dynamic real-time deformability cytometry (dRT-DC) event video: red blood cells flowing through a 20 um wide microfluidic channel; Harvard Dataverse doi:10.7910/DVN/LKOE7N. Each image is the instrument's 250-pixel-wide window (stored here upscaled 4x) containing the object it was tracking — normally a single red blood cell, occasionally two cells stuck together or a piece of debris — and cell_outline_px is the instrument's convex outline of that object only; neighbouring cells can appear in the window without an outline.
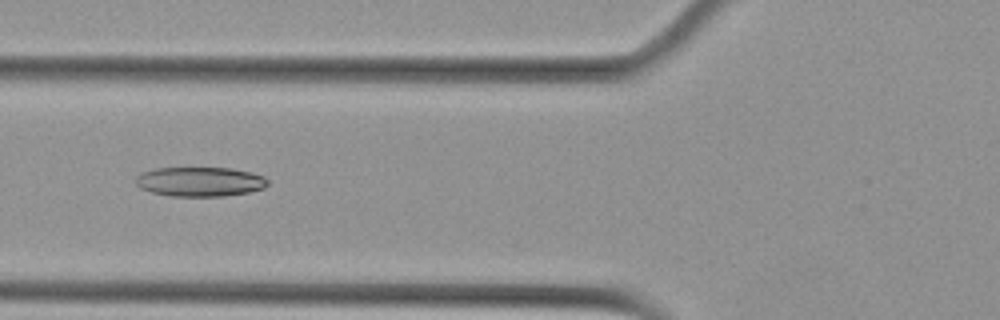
{"species": "Egyptian fruit bat (a non-hibernating species)", "species_latin": "Rousettus aegyptiacus", "temperature_condition": "cold", "stored_images_in_passage": 9, "camera_frame_rate_fps": 3000, "um_per_image_px": 0.085, "animal": {"sex": "female"}, "frame": {"image": 1, "passage_image": 6, "time_ms": 1.667, "image_size_px": [1000, 320], "cell_outline_px": [[268, 184], [264, 188], [248, 192], [224, 196], [172, 196], [152, 192], [140, 188], [136, 184], [136, 176], [140, 172], [156, 168], [232, 168], [252, 172], [264, 176], [268, 180]], "centroid_in_image_um": [17.0, 15.43], "position_along_channel_um": 108.8, "area_um2": 22.77}}
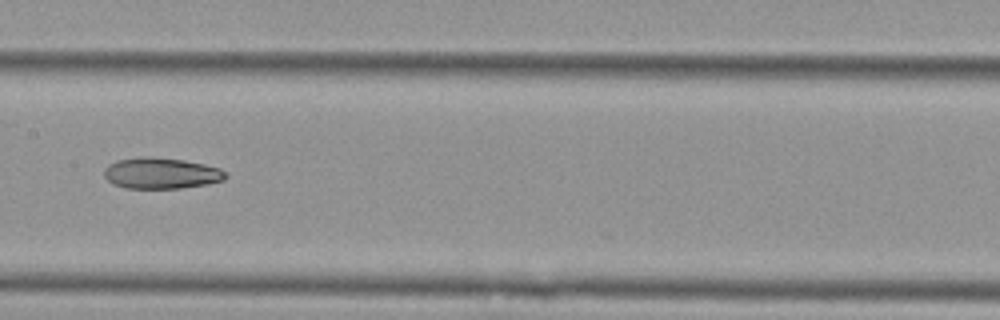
{"frame": {"image": 2, "passage_image": 8, "time_ms": 2.333, "image_size_px": [1000, 320], "cell_outline_px": [[228, 176], [224, 180], [204, 184], [180, 188], [128, 188], [112, 184], [104, 176], [104, 168], [108, 164], [116, 160], [140, 156], [152, 156], [184, 160], [204, 164], [220, 168]], "centroid_in_image_um": [13.66, 14.71], "position_along_channel_um": 193.7, "area_um2": 22.08}}
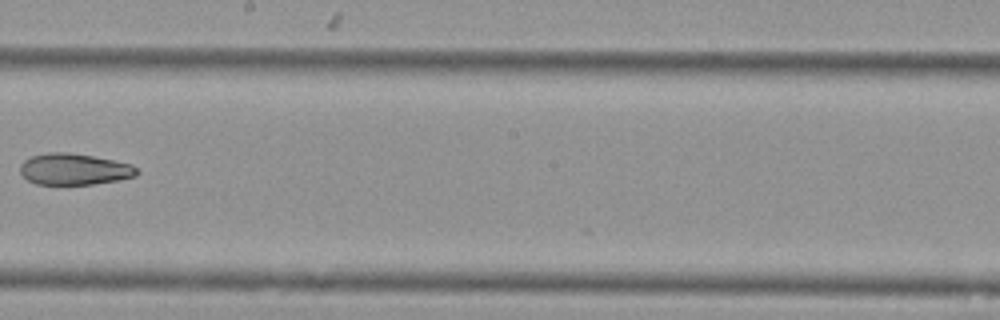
{"frame": {"image": 3, "passage_image": 9, "time_ms": 2.667, "image_size_px": [1000, 320], "cell_outline_px": [[140, 172], [136, 176], [120, 180], [92, 184], [36, 184], [28, 180], [20, 172], [20, 164], [24, 160], [32, 156], [48, 152], [68, 152], [92, 156], [132, 164]], "centroid_in_image_um": [6.32, 14.38], "position_along_channel_um": 241.9, "area_um2": 21.33}}